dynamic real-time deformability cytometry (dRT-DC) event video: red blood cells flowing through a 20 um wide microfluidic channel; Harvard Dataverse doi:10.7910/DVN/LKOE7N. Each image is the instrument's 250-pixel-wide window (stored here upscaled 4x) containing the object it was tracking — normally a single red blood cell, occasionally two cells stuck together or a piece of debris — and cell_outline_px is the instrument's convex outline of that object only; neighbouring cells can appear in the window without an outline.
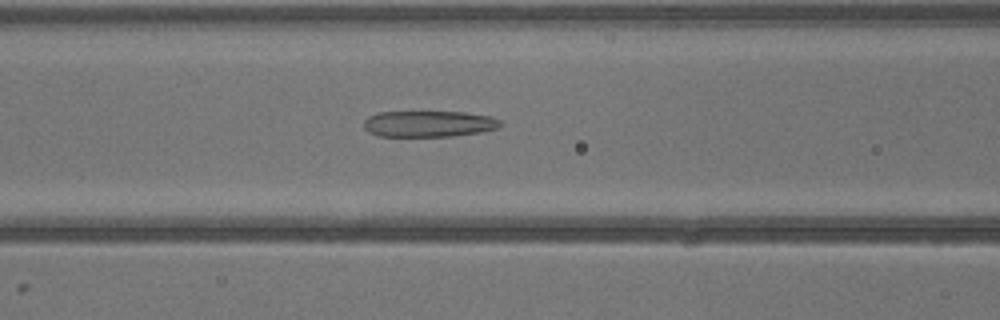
{"species": "common noctule bat (a hibernating species)", "species_latin": "Nyctalus noctula", "temperature_condition": "warm", "stored_images_in_passage": 26, "camera_frame_rate_fps": 3000, "um_per_image_px": 0.085, "animal": {"sex": "male", "body_mass_g": 13.3}, "frame": {"image": 1, "passage_image": 9, "time_ms": 2.667, "image_size_px": [1000, 320], "cell_outline_px": [[504, 124], [496, 128], [480, 132], [452, 136], [376, 136], [368, 132], [364, 128], [364, 120], [368, 116], [380, 112], [464, 112], [492, 116], [500, 120]], "centroid_in_image_um": [36.44, 10.52], "position_along_channel_um": 130.2, "area_um2": 20.92}}
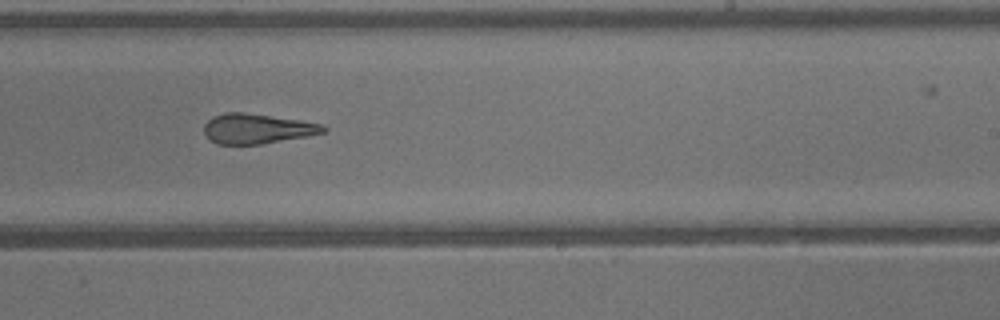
{"frame": {"image": 2, "passage_image": 17, "time_ms": 5.333, "image_size_px": [1000, 320], "cell_outline_px": [[328, 132], [260, 144], [216, 144], [208, 140], [204, 132], [204, 124], [212, 116], [224, 112], [244, 112], [300, 120], [320, 124], [328, 128]], "centroid_in_image_um": [21.81, 10.93], "position_along_channel_um": 267.2, "area_um2": 20.87}}
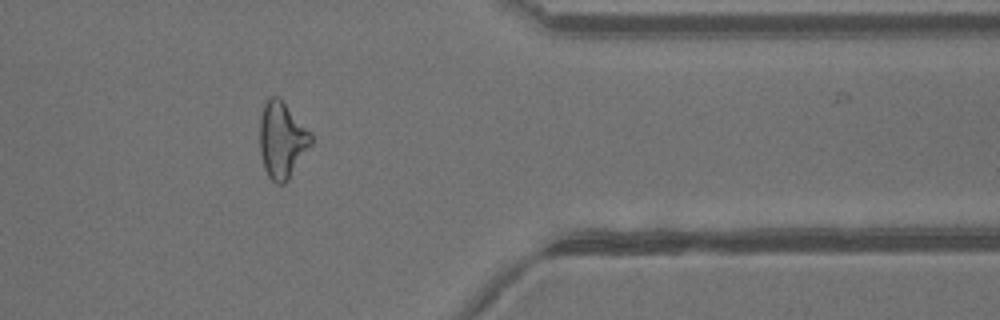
{"frame": {"image": 3, "passage_image": 25, "time_ms": 8.0, "image_size_px": [1000, 320], "cell_outline_px": [[312, 144], [288, 180], [284, 184], [276, 184], [268, 176], [264, 168], [260, 152], [260, 120], [264, 104], [268, 96], [276, 96], [312, 132]], "centroid_in_image_um": [23.97, 11.93], "position_along_channel_um": 387.4, "area_um2": 22.66}}